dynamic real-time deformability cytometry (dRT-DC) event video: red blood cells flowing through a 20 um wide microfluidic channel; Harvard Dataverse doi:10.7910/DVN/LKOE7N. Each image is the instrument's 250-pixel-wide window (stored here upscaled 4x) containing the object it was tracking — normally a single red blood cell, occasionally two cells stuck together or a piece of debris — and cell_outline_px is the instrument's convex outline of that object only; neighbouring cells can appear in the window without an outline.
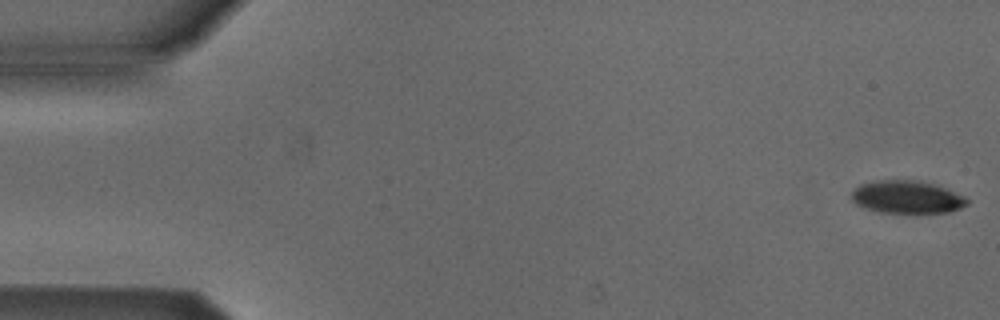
{"species": "Egyptian fruit bat (a non-hibernating species)", "species_latin": "Rousettus aegyptiacus", "temperature_condition": "cold", "stored_images_in_passage": 53, "camera_frame_rate_fps": 3000, "um_per_image_px": 0.085, "animal": {"sex": "male"}, "frame": {"image": 1, "passage_image": 1, "time_ms": 0.0, "image_size_px": [1000, 320], "cell_outline_px": [[968, 204], [960, 208], [948, 212], [880, 212], [864, 208], [856, 204], [852, 200], [852, 192], [860, 184], [872, 180], [916, 180], [936, 184], [964, 196], [968, 200]], "centroid_in_image_um": [77.07, 16.73], "position_along_channel_um": 7.9, "area_um2": 21.96}}
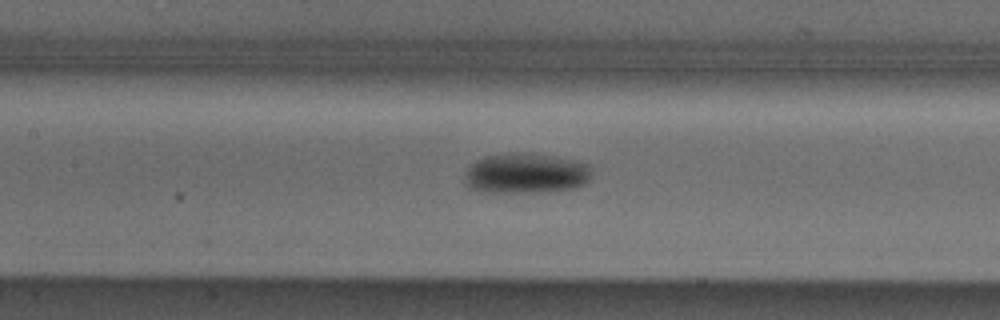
{"frame": {"image": 2, "passage_image": 24, "time_ms": 7.667, "image_size_px": [1000, 320], "cell_outline_px": [[592, 176], [584, 184], [572, 188], [536, 192], [480, 192], [472, 188], [464, 180], [468, 168], [476, 160], [488, 156], [552, 156], [572, 160], [588, 164]], "centroid_in_image_um": [44.71, 14.79], "position_along_channel_um": 162.7, "area_um2": 28.44}}
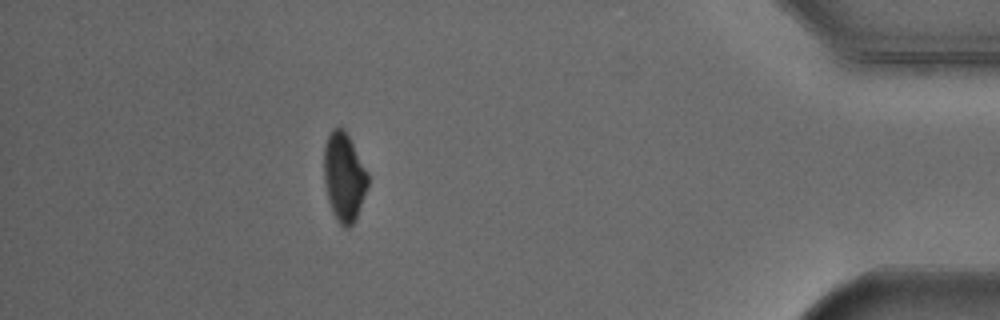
{"frame": {"image": 3, "passage_image": 47, "time_ms": 15.333, "image_size_px": [1000, 320], "cell_outline_px": [[368, 184], [356, 216], [352, 224], [348, 228], [344, 228], [336, 220], [332, 212], [328, 200], [324, 180], [324, 148], [328, 136], [332, 128], [344, 128], [368, 172]], "centroid_in_image_um": [29.23, 15.04], "position_along_channel_um": 406.0, "area_um2": 22.43}, "authors_computed_cell_mechanics": {"area_um2": 25.2008, "velocity_mm_per_s": 3.8586, "shape_relaxation_time_tau1_ms": 3.8574, "shape_relaxation_time_tau2_ms": null, "deformation_change_tau1": 0.1097, "deformation_change_tau2": null}}